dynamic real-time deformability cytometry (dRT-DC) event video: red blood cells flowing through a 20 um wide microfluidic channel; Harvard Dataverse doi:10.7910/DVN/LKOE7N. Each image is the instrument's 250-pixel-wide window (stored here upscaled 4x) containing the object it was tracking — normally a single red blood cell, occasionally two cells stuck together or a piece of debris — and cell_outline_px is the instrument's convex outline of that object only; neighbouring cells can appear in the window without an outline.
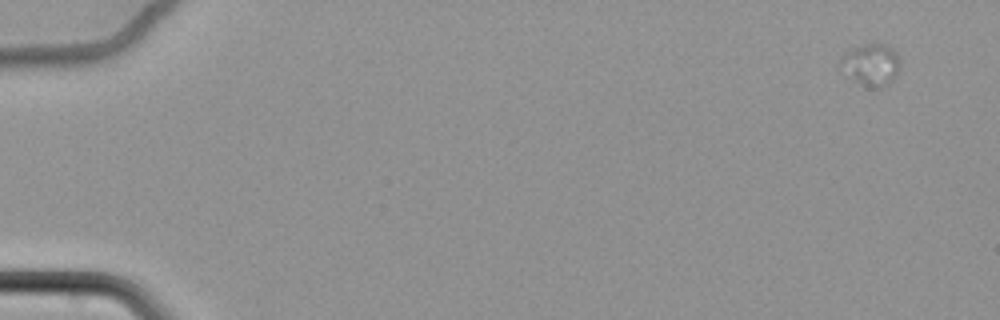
{"species": "common noctule bat (a hibernating species)", "species_latin": "Nyctalus noctula", "temperature_condition": "cold", "stored_images_in_passage": 22, "camera_frame_rate_fps": 3000, "um_per_image_px": 0.085, "animal": {"sex": "female", "body_mass_g": 22.7, "forearm_length_mm": 54.2}, "frame": {"image": 1, "passage_image": 1, "time_ms": 0.0, "image_size_px": [1000, 320], "cell_outline_px": [[900, 68], [896, 76], [888, 84], [876, 88], [864, 84], [856, 80], [836, 68], [836, 64], [840, 56], [872, 40], [876, 40], [888, 44], [896, 52], [900, 60]], "centroid_in_image_um": [74.03, 5.43], "position_along_channel_um": 11.0, "area_um2": 15.03}}
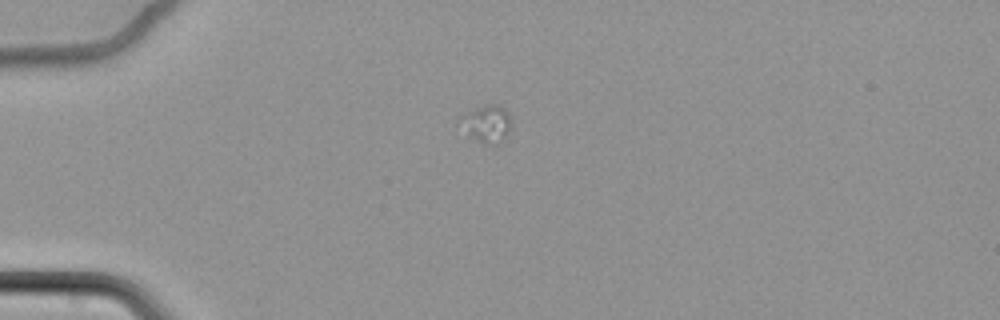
{"frame": {"image": 2, "passage_image": 16, "time_ms": 5.0, "image_size_px": [1000, 320], "cell_outline_px": [[512, 120], [508, 132], [500, 144], [484, 144], [476, 140], [456, 120], [460, 116], [472, 108], [488, 104], [496, 104], [504, 108], [512, 116]], "centroid_in_image_um": [41.39, 10.48], "position_along_channel_um": 43.6, "area_um2": 11.27}}